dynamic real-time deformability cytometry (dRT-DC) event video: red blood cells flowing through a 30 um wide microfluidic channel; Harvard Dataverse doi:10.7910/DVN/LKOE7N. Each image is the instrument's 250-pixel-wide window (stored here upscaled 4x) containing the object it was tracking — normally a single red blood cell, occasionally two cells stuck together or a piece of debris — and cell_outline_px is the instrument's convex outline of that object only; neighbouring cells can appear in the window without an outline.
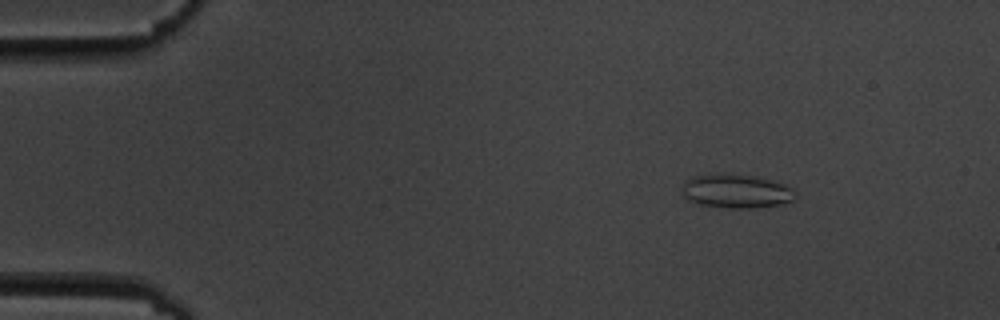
{"species": "common noctule bat (a hibernating species)", "species_latin": "Nyctalus noctula", "temperature_condition": "cold", "stored_images_in_passage": 10, "camera_frame_rate_fps": 3000, "um_per_image_px": 0.085, "animal": {"sex": "male", "body_mass_g": 19.5, "forearm_length_mm": 54.6}, "frame": {"image": 1, "passage_image": 3, "time_ms": 2.333, "image_size_px": [1000, 320], "cell_outline_px": [[796, 200], [784, 204], [752, 208], [728, 208], [700, 204], [688, 200], [684, 196], [684, 184], [692, 176], [724, 172], [756, 176], [772, 180], [784, 184], [792, 188], [796, 192]], "centroid_in_image_um": [62.65, 16.24], "position_along_channel_um": 22.4, "area_um2": 22.66}}
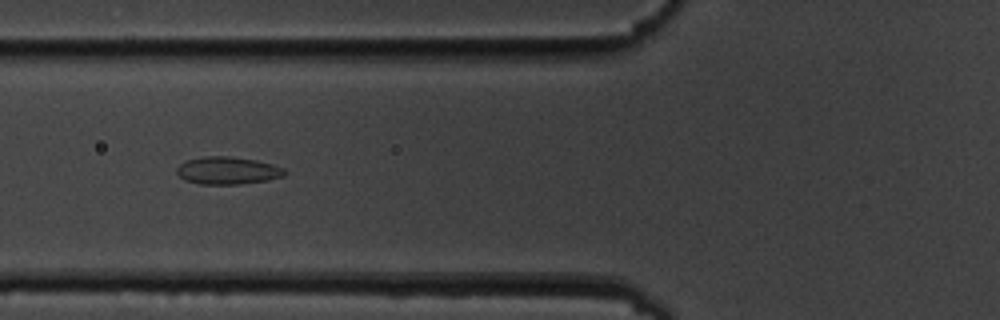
{"frame": {"image": 2, "passage_image": 7, "time_ms": 7.0, "image_size_px": [1000, 320], "cell_outline_px": [[288, 172], [284, 176], [268, 180], [240, 184], [200, 184], [184, 180], [176, 172], [176, 168], [180, 164], [188, 160], [204, 156], [232, 156], [256, 160], [272, 164], [284, 168]], "centroid_in_image_um": [19.37, 14.49], "position_along_channel_um": 106.4, "area_um2": 17.4}}
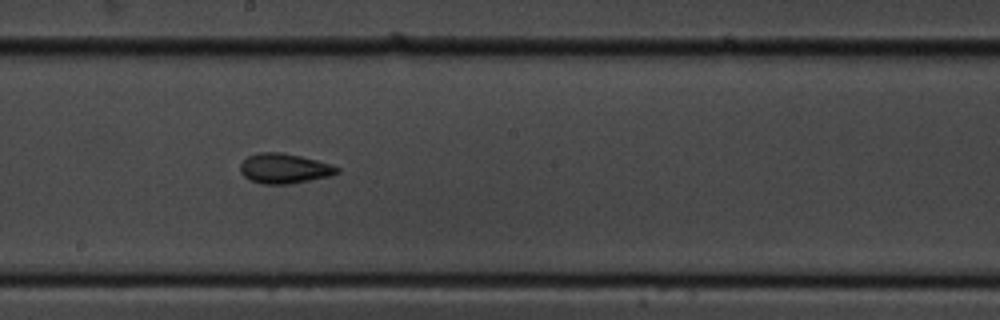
{"frame": {"image": 3, "passage_image": 10, "time_ms": 10.333, "image_size_px": [1000, 320], "cell_outline_px": [[340, 172], [332, 176], [288, 184], [264, 184], [252, 180], [244, 176], [240, 172], [240, 164], [248, 156], [260, 152], [284, 152], [316, 160], [340, 168]], "centroid_in_image_um": [24.17, 14.32], "position_along_channel_um": 224.0, "area_um2": 16.82}}